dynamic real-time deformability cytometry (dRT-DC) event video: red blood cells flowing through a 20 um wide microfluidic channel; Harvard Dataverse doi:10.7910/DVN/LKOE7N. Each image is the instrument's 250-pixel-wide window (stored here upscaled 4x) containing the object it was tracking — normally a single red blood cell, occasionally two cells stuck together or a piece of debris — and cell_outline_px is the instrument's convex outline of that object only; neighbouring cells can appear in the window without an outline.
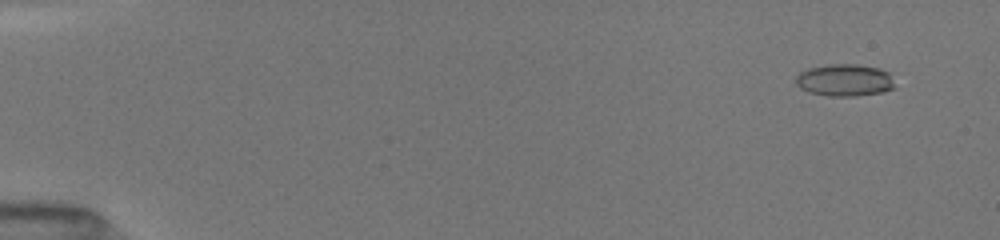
{"species": "common noctule bat (a hibernating species)", "species_latin": "Nyctalus noctula", "temperature_condition": "room temperature", "stored_images_in_passage": 35, "camera_frame_rate_fps": 3000, "um_per_image_px": 0.085, "animal": {"sex": "female", "body_mass_g": 19.5, "forearm_length_mm": 54.1}, "frame": {"image": 1, "passage_image": 3, "time_ms": 1.0, "image_size_px": [1000, 240], "cell_outline_px": [[896, 88], [884, 92], [856, 96], [828, 96], [808, 92], [800, 88], [796, 84], [796, 76], [800, 72], [808, 68], [828, 64], [856, 64], [880, 68], [888, 72]], "centroid_in_image_um": [71.8, 6.82], "position_along_channel_um": 13.2, "area_um2": 18.73}}
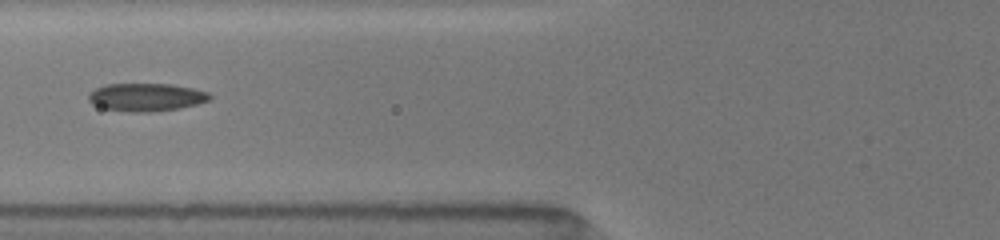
{"frame": {"image": 2, "passage_image": 23, "time_ms": 7.0, "image_size_px": [1000, 240], "cell_outline_px": [[212, 96], [208, 100], [196, 104], [180, 108], [148, 112], [132, 112], [104, 108], [92, 104], [88, 100], [88, 92], [104, 84], [172, 84], [192, 88], [208, 92]], "centroid_in_image_um": [12.39, 8.25], "position_along_channel_um": 113.4, "area_um2": 19.71}}
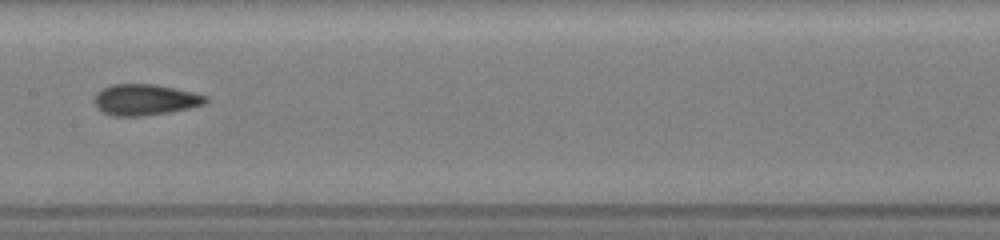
{"frame": {"image": 3, "passage_image": 34, "time_ms": 9.0, "image_size_px": [1000, 240], "cell_outline_px": [[208, 100], [204, 104], [192, 108], [144, 116], [112, 116], [96, 108], [92, 100], [96, 92], [112, 84], [156, 84], [192, 92], [208, 96]], "centroid_in_image_um": [12.31, 8.48], "position_along_channel_um": 195.1, "area_um2": 20.35}}